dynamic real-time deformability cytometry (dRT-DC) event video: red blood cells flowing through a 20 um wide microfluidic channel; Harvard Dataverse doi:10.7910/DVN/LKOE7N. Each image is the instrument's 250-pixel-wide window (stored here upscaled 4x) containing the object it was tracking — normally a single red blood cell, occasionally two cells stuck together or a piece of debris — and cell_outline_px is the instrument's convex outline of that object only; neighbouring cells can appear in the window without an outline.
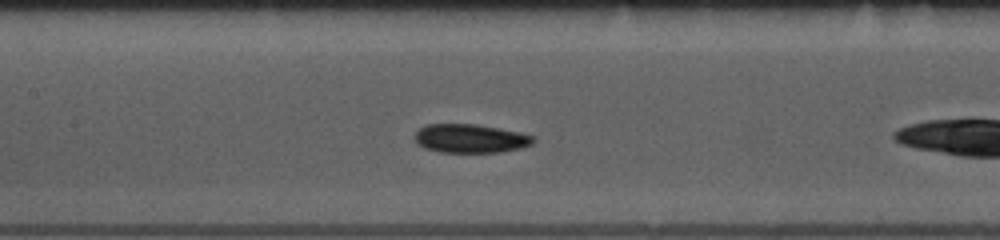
{"species": "common noctule bat (a hibernating species)", "species_latin": "Nyctalus noctula", "temperature_condition": "room temperature", "stored_images_in_passage": 41, "camera_frame_rate_fps": 3000, "um_per_image_px": 0.085, "animal": {"sex": "female", "body_mass_g": 10.0, "forearm_length_mm": 53.1}, "frame": {"image": 1, "passage_image": 11, "time_ms": 3.333, "image_size_px": [1000, 240], "cell_outline_px": [[536, 140], [532, 144], [520, 148], [500, 152], [440, 152], [424, 148], [416, 140], [416, 132], [420, 128], [428, 124], [472, 124], [520, 132], [536, 136]], "centroid_in_image_um": [40.03, 11.77], "position_along_channel_um": 167.4, "area_um2": 19.65}}
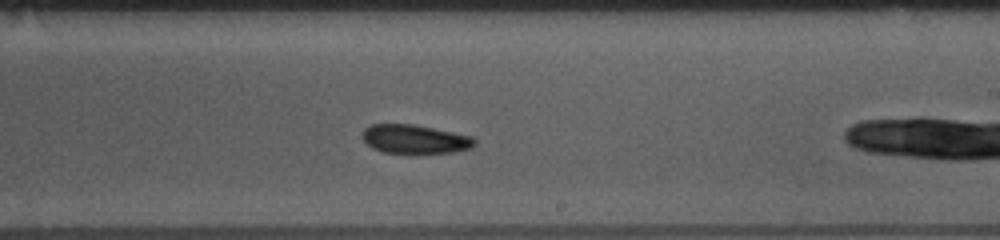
{"frame": {"image": 2, "passage_image": 18, "time_ms": 5.667, "image_size_px": [1000, 240], "cell_outline_px": [[476, 144], [472, 148], [452, 152], [416, 156], [380, 152], [372, 148], [360, 136], [364, 128], [372, 124], [412, 124], [472, 136], [476, 140]], "centroid_in_image_um": [35.24, 11.88], "position_along_channel_um": 253.8, "area_um2": 19.71}}
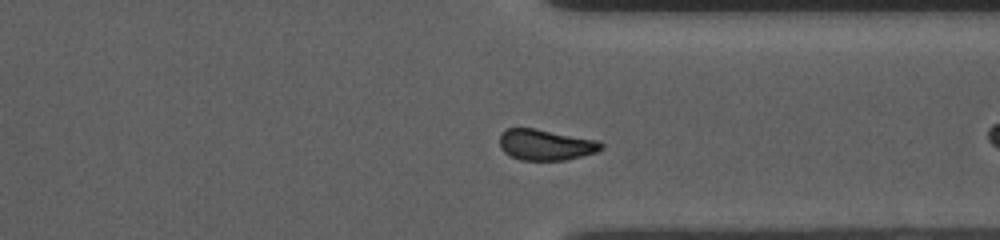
{"frame": {"image": 3, "passage_image": 27, "time_ms": 8.667, "image_size_px": [1000, 240], "cell_outline_px": [[604, 148], [596, 152], [564, 160], [520, 160], [504, 152], [500, 148], [500, 136], [508, 128], [532, 128], [600, 140], [604, 144]], "centroid_in_image_um": [46.42, 12.31], "position_along_channel_um": 365.0, "area_um2": 18.21}, "authors_computed_cell_mechanics": {"area_um2": 19.074, "velocity_mm_per_s": 3.7063, "shape_relaxation_time_tau1_ms": 6.845, "shape_relaxation_time_tau2_ms": null, "deformation_change_tau1": 0.0813, "deformation_change_tau2": null}}